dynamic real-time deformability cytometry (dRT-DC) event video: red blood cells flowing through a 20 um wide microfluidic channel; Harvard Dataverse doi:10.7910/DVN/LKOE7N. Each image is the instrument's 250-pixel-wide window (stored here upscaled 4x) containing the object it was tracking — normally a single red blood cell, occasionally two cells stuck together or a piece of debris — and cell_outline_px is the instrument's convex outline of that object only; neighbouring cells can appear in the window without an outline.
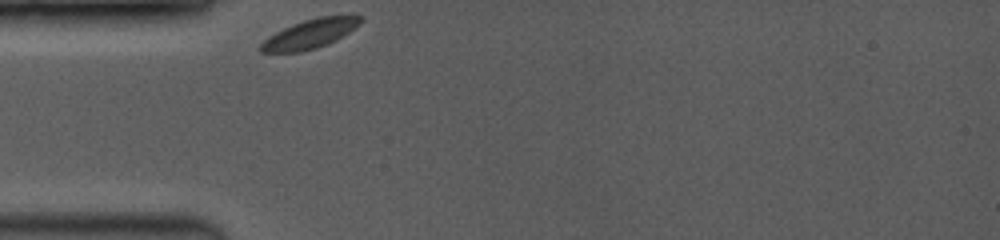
{"species": "common noctule bat (a hibernating species)", "species_latin": "Nyctalus noctula", "temperature_condition": "room temperature", "stored_images_in_passage": 24, "camera_frame_rate_fps": 3500, "um_per_image_px": 0.085, "animal": {"sex": "female", "body_mass_g": 19.0, "forearm_length_mm": 53.3}, "frame": {"image": 1, "passage_image": 1, "time_ms": 0.0, "image_size_px": [1000, 240], "cell_outline_px": [[364, 16], [360, 24], [336, 40], [328, 44], [316, 48], [300, 52], [260, 52], [260, 44], [268, 36], [292, 24], [304, 20], [320, 16]], "centroid_in_image_um": [26.33, 2.88], "position_along_channel_um": 58.7, "area_um2": 16.76}}
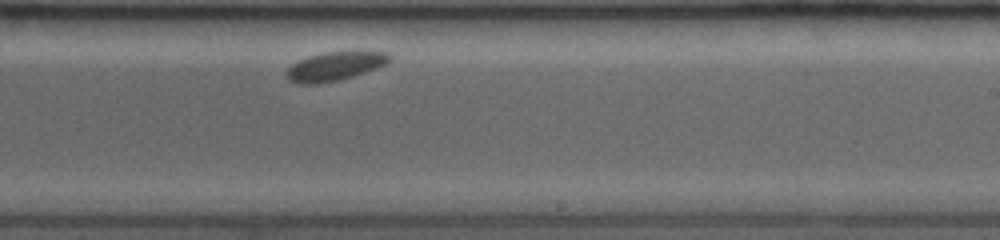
{"frame": {"image": 2, "passage_image": 14, "time_ms": 5.714, "image_size_px": [1000, 240], "cell_outline_px": [[392, 60], [376, 68], [340, 80], [316, 84], [300, 84], [288, 80], [284, 72], [292, 64], [308, 56], [324, 52], [388, 52], [392, 56]], "centroid_in_image_um": [28.43, 5.64], "position_along_channel_um": 260.6, "area_um2": 17.17}}
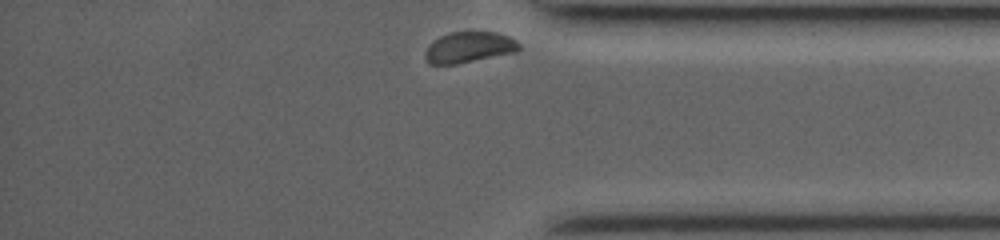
{"frame": {"image": 3, "passage_image": 24, "time_ms": 9.429, "image_size_px": [1000, 240], "cell_outline_px": [[520, 48], [516, 52], [456, 64], [428, 64], [424, 56], [424, 52], [440, 36], [448, 32], [496, 32], [508, 36], [516, 40], [520, 44]], "centroid_in_image_um": [39.88, 4.02], "position_along_channel_um": 395.3, "area_um2": 16.76}, "authors_computed_cell_mechanics": {"area_um2": 17.6868, "velocity_mm_per_s": 3.6222, "shape_relaxation_time_tau1_ms": 0.2982, "shape_relaxation_time_tau2_ms": null, "deformation_change_tau1": 0.0388, "deformation_change_tau2": null}}